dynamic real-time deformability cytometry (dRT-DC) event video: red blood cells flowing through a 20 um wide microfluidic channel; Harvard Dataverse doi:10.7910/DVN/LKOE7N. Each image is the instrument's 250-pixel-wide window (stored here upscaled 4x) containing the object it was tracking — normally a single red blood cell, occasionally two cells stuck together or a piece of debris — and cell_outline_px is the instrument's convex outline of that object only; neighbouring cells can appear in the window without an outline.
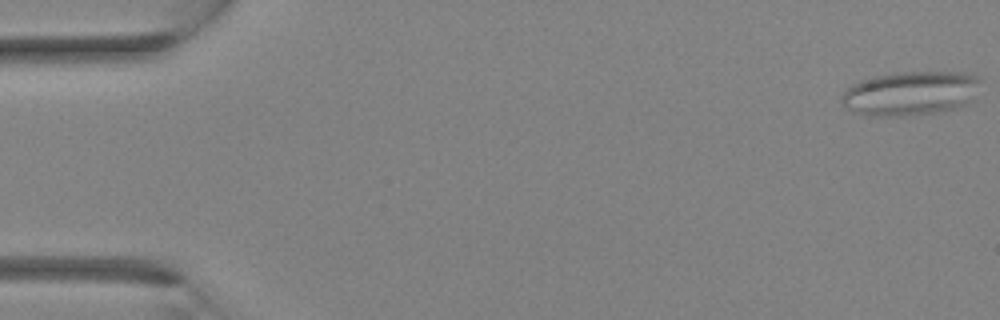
{"species": "Egyptian fruit bat (a non-hibernating species)", "species_latin": "Rousettus aegyptiacus", "temperature_condition": "room temperature", "stored_images_in_passage": 34, "camera_frame_rate_fps": 3000, "um_per_image_px": 0.085, "animal": {"sex": "female"}, "frame": {"image": 1, "passage_image": 1, "time_ms": 0.0, "image_size_px": [1000, 320], "cell_outline_px": [[980, 80], [976, 100], [956, 108], [936, 112], [900, 116], [864, 116], [848, 108], [840, 100], [840, 96], [852, 84], [860, 80], [876, 76], [896, 72], [964, 72], [980, 76]], "centroid_in_image_um": [77.44, 7.93], "position_along_channel_um": 7.6, "area_um2": 36.13}}
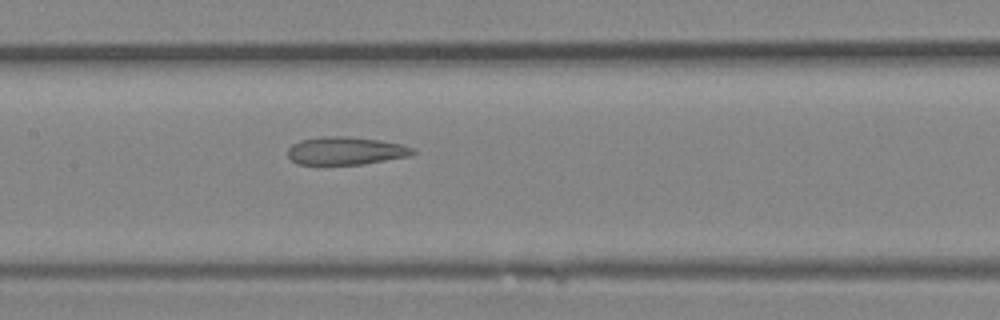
{"frame": {"image": 2, "passage_image": 17, "time_ms": 5.333, "image_size_px": [1000, 320], "cell_outline_px": [[416, 152], [408, 156], [360, 164], [296, 164], [288, 156], [288, 148], [292, 144], [300, 140], [324, 136], [348, 136], [380, 140], [400, 144], [412, 148]], "centroid_in_image_um": [29.34, 12.81], "position_along_channel_um": 178.1, "area_um2": 20.11}}
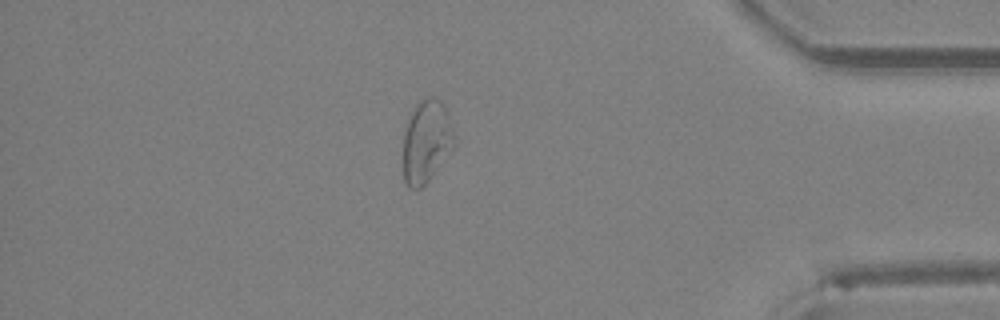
{"frame": {"image": 3, "passage_image": 30, "time_ms": 9.667, "image_size_px": [1000, 320], "cell_outline_px": [[456, 144], [428, 180], [420, 188], [408, 188], [404, 180], [404, 132], [408, 120], [416, 104], [420, 100], [428, 96], [432, 96], [440, 100], [444, 104], [456, 136]], "centroid_in_image_um": [36.26, 11.99], "position_along_channel_um": 398.9, "area_um2": 24.51}}